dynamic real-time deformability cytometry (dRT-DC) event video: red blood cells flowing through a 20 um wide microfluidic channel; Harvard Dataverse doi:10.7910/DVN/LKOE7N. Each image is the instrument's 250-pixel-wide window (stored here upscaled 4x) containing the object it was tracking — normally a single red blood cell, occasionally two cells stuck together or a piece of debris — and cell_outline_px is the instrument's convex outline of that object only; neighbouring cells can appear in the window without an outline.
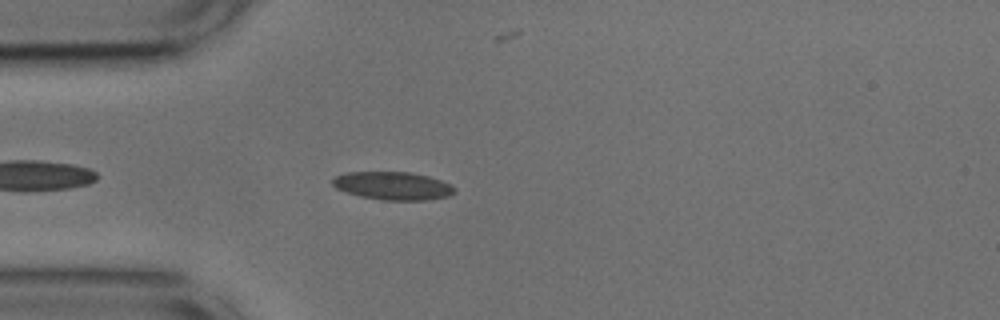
{"species": "common noctule bat (a hibernating species)", "species_latin": "Nyctalus noctula", "temperature_condition": "cold", "stored_images_in_passage": 8, "camera_frame_rate_fps": 3000, "um_per_image_px": 0.085, "animal": {"sex": "male", "body_mass_g": 17.9, "forearm_length_mm": 54.2}, "frame": {"image": 1, "passage_image": 6, "time_ms": 1.667, "image_size_px": [1000, 320], "cell_outline_px": [[456, 192], [448, 196], [424, 200], [384, 200], [360, 196], [336, 188], [332, 184], [332, 180], [336, 176], [348, 172], [408, 172], [428, 176], [452, 184], [456, 188]], "centroid_in_image_um": [33.42, 15.79], "position_along_channel_um": 51.6, "area_um2": 19.83}}